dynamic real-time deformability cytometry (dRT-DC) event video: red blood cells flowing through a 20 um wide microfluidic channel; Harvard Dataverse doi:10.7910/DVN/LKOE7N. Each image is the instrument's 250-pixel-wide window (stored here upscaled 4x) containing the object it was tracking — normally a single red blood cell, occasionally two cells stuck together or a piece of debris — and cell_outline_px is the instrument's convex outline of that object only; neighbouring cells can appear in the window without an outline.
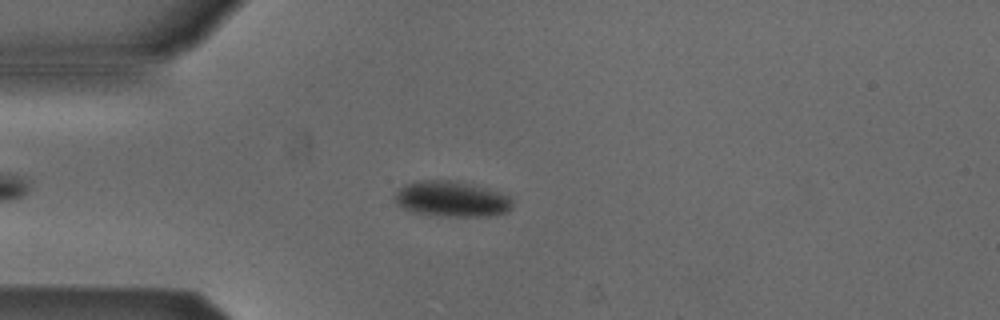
{"species": "Egyptian fruit bat (a non-hibernating species)", "species_latin": "Rousettus aegyptiacus", "temperature_condition": "cold", "stored_images_in_passage": 48, "camera_frame_rate_fps": 3000, "um_per_image_px": 0.085, "animal": {"sex": "male"}, "frame": {"image": 1, "passage_image": 9, "time_ms": 2.667, "image_size_px": [1000, 320], "cell_outline_px": [[512, 208], [508, 212], [496, 216], [436, 216], [412, 212], [400, 208], [392, 200], [392, 196], [404, 184], [416, 180], [460, 180], [488, 188], [512, 196]], "centroid_in_image_um": [38.38, 16.91], "position_along_channel_um": 46.6, "area_um2": 25.37}}
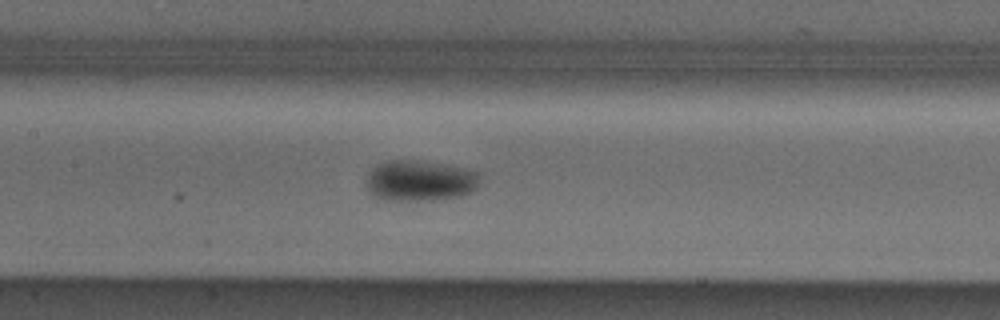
{"frame": {"image": 2, "passage_image": 20, "time_ms": 6.333, "image_size_px": [1000, 320], "cell_outline_px": [[480, 176], [476, 188], [472, 192], [460, 196], [432, 200], [384, 200], [376, 196], [364, 184], [364, 180], [368, 172], [376, 164], [388, 160], [424, 160], [444, 164], [480, 172]], "centroid_in_image_um": [35.67, 15.34], "position_along_channel_um": 171.7, "area_um2": 27.34}}
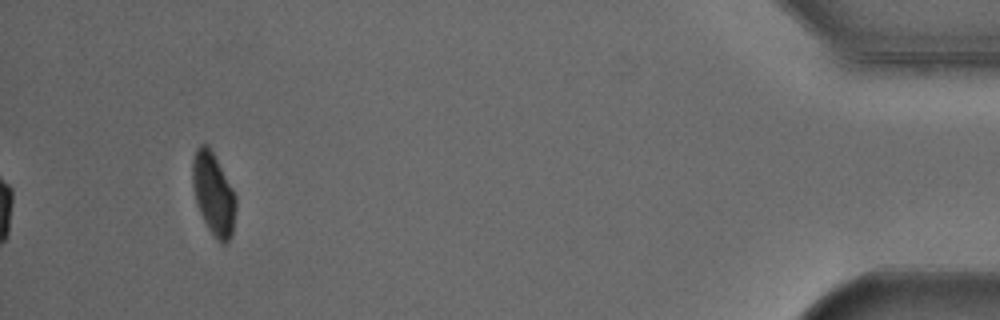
{"frame": {"image": 3, "passage_image": 45, "time_ms": 14.667, "image_size_px": [1000, 320], "cell_outline_px": [[236, 204], [232, 236], [224, 244], [220, 244], [216, 240], [208, 228], [196, 204], [192, 184], [192, 160], [196, 148], [200, 144], [208, 144], [232, 188], [236, 196]], "centroid_in_image_um": [18.13, 16.49], "position_along_channel_um": 417.1, "area_um2": 20.81}, "authors_computed_cell_mechanics": {"area_um2": 23.7558, "velocity_mm_per_s": 3.8478, "shape_relaxation_time_tau1_ms": 5.2817, "shape_relaxation_time_tau2_ms": null, "deformation_change_tau1": 0.0644, "deformation_change_tau2": null}}